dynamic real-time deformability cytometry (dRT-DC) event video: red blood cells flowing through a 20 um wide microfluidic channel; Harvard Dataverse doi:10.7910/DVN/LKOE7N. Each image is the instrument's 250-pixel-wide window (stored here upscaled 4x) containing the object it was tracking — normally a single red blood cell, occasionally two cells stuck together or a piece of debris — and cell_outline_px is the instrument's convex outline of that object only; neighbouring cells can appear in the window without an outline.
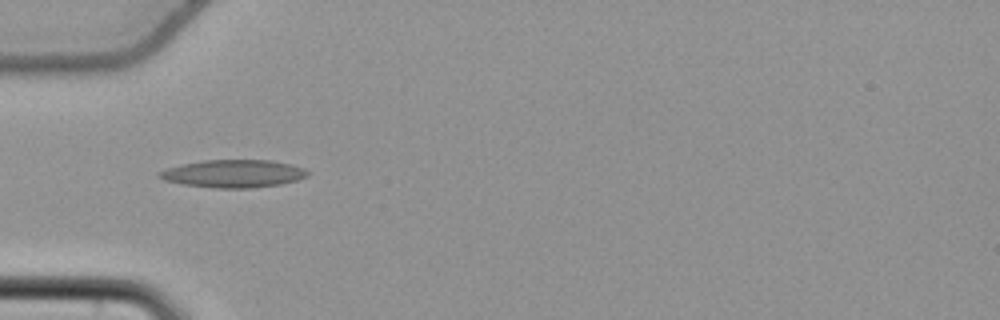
{"species": "common noctule bat (a hibernating species)", "species_latin": "Nyctalus noctula", "temperature_condition": "cold", "stored_images_in_passage": 4, "camera_frame_rate_fps": 3000, "um_per_image_px": 0.085, "animal": {"sex": "female", "body_mass_g": 22.7, "forearm_length_mm": 54.2}, "frame": {"image": 1, "passage_image": 1, "time_ms": 0.0, "image_size_px": [1000, 320], "cell_outline_px": [[308, 176], [296, 180], [280, 184], [252, 188], [216, 188], [184, 184], [164, 180], [156, 176], [156, 172], [168, 168], [184, 164], [204, 160], [272, 160], [304, 168], [308, 172]], "centroid_in_image_um": [19.82, 14.76], "position_along_channel_um": 65.2, "area_um2": 23.81}}
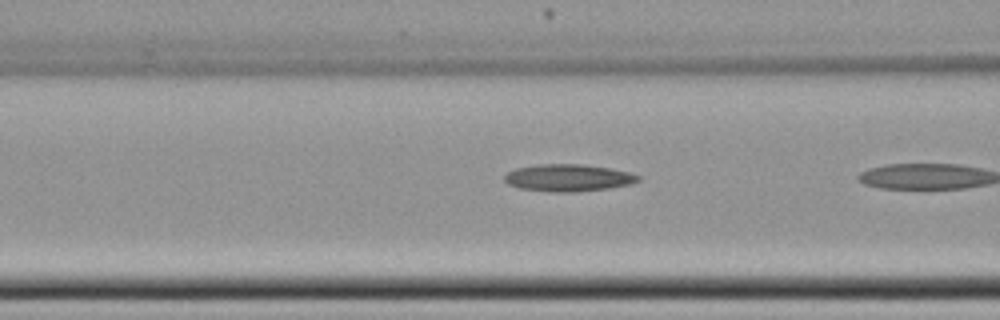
{"frame": {"image": 2, "passage_image": 3, "time_ms": 0.667, "image_size_px": [1000, 320], "cell_outline_px": [[640, 180], [632, 184], [608, 188], [576, 192], [552, 192], [520, 188], [508, 184], [504, 180], [504, 176], [508, 172], [516, 168], [540, 164], [584, 164], [612, 168], [628, 172], [640, 176]], "centroid_in_image_um": [48.32, 15.11], "position_along_channel_um": 118.3, "area_um2": 21.21}}